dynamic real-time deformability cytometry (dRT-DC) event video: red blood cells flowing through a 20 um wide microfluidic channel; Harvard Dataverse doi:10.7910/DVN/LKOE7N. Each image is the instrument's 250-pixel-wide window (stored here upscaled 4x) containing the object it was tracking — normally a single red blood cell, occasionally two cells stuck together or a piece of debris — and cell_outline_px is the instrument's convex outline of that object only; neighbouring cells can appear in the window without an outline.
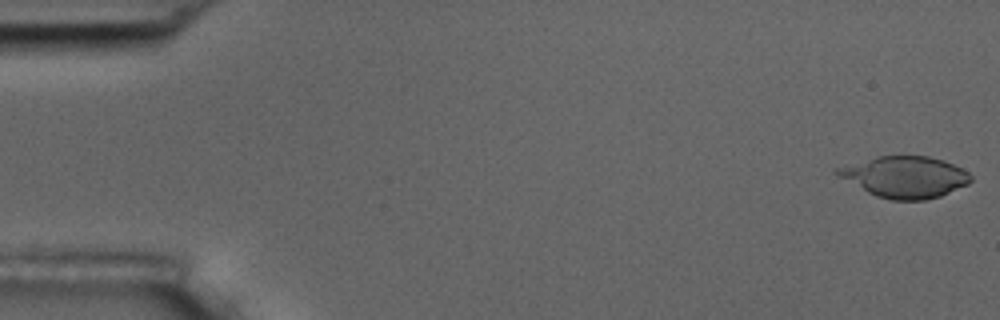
{"species": "common noctule bat (a hibernating species)", "species_latin": "Nyctalus noctula", "temperature_condition": "room temperature", "stored_images_in_passage": 8, "camera_frame_rate_fps": 3000, "um_per_image_px": 0.085, "animal": {"sex": "male", "body_mass_g": 17.5, "forearm_length_mm": 52.3}, "frame": {"image": 1, "passage_image": 1, "time_ms": 0.0, "image_size_px": [1000, 320], "cell_outline_px": [[972, 180], [968, 184], [940, 196], [924, 200], [892, 200], [876, 196], [836, 176], [832, 172], [836, 168], [876, 156], [928, 156], [944, 160], [968, 172], [972, 176]], "centroid_in_image_um": [76.89, 15.04], "position_along_channel_um": 8.1, "area_um2": 32.08}}